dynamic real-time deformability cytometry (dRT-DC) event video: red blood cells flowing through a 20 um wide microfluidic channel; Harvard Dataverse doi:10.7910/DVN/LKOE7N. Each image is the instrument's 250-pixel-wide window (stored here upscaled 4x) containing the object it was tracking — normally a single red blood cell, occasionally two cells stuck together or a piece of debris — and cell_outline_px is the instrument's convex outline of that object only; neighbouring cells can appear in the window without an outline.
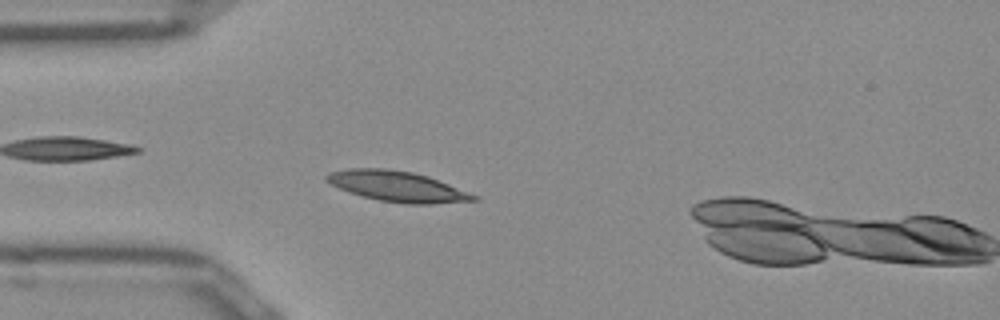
{"species": "Egyptian fruit bat (a non-hibernating species)", "species_latin": "Rousettus aegyptiacus", "temperature_condition": "room temperature", "stored_images_in_passage": 9, "camera_frame_rate_fps": 3000, "um_per_image_px": 0.085, "frame": {"image": 1, "passage_image": 8, "time_ms": 2.333, "image_size_px": [1000, 320], "cell_outline_px": [[480, 200], [432, 204], [408, 204], [380, 200], [348, 192], [324, 180], [324, 176], [328, 172], [348, 168], [384, 168], [412, 172], [428, 176], [480, 196]], "centroid_in_image_um": [33.79, 15.84], "position_along_channel_um": 51.2, "area_um2": 26.18}}